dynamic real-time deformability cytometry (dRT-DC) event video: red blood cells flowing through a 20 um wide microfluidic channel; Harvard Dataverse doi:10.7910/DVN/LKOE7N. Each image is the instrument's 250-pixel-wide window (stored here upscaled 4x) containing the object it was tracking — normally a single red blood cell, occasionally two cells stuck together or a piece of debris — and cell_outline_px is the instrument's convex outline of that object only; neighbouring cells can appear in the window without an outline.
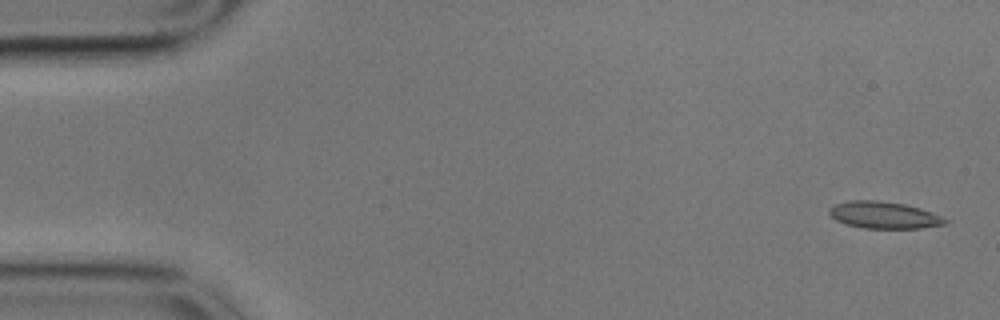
{"species": "common noctule bat (a hibernating species)", "species_latin": "Nyctalus noctula", "temperature_condition": "cold", "stored_images_in_passage": 56, "camera_frame_rate_fps": 3000, "um_per_image_px": 0.085, "animal": {"sex": "male", "body_mass_g": 17.9}, "frame": {"image": 1, "passage_image": 2, "time_ms": 0.333, "image_size_px": [1000, 320], "cell_outline_px": [[948, 220], [944, 224], [920, 228], [864, 228], [848, 224], [836, 220], [828, 212], [828, 208], [832, 204], [848, 200], [880, 200], [904, 204], [920, 208], [932, 212]], "centroid_in_image_um": [75.09, 18.26], "position_along_channel_um": 9.9, "area_um2": 18.15}}
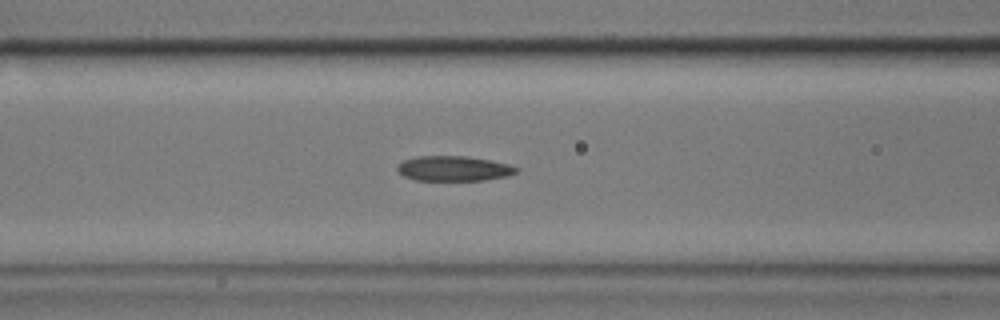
{"frame": {"image": 2, "passage_image": 22, "time_ms": 7.0, "image_size_px": [1000, 320], "cell_outline_px": [[520, 168], [516, 172], [508, 176], [484, 180], [416, 180], [404, 176], [396, 168], [404, 160], [416, 156], [468, 156], [508, 164]], "centroid_in_image_um": [38.58, 14.32], "position_along_channel_um": 128.0, "area_um2": 17.22}}
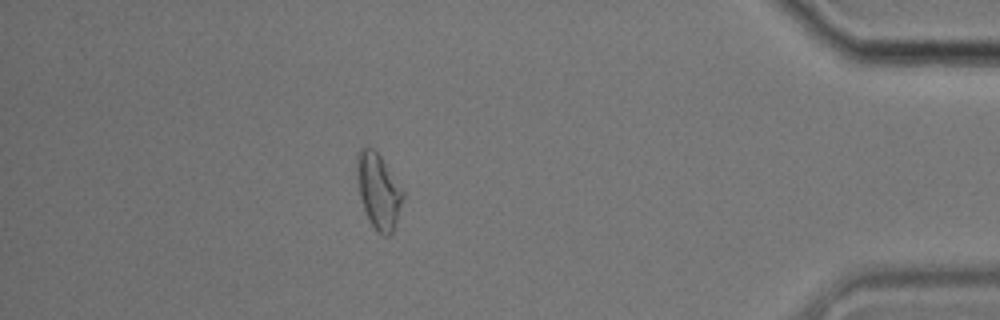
{"frame": {"image": 3, "passage_image": 49, "time_ms": 16.0, "image_size_px": [1000, 320], "cell_outline_px": [[404, 200], [392, 236], [384, 236], [376, 232], [368, 220], [360, 196], [356, 176], [356, 156], [360, 148], [368, 144], [380, 156], [404, 192]], "centroid_in_image_um": [32.16, 16.26], "position_along_channel_um": 403.0, "area_um2": 20.52}, "authors_computed_cell_mechanics": {"area_um2": 18.2937, "velocity_mm_per_s": 3.5521, "shape_relaxation_time_tau1_ms": 7.8238, "shape_relaxation_time_tau2_ms": 4.3931, "deformation_change_tau1": 0.1617, "deformation_change_tau2": 0.1256}}